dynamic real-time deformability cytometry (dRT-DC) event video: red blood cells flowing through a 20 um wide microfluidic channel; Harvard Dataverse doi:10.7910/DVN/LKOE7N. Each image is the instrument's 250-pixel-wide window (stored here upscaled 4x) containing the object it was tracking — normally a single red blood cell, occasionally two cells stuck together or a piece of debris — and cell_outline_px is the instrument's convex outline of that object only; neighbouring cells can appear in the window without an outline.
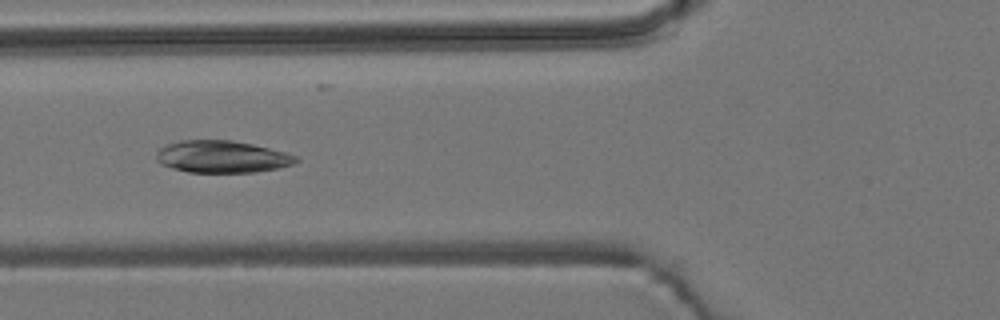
{"species": "common noctule bat (a hibernating species)", "species_latin": "Nyctalus noctula", "temperature_condition": "room temperature", "stored_images_in_passage": 44, "camera_frame_rate_fps": 3000, "um_per_image_px": 0.085, "animal": {"sex": "male", "body_mass_g": 19.2, "forearm_length_mm": 51.8}, "frame": {"image": 1, "passage_image": 18, "time_ms": 5.667, "image_size_px": [1000, 320], "cell_outline_px": [[300, 160], [292, 164], [276, 168], [256, 172], [188, 172], [172, 168], [160, 164], [156, 160], [156, 152], [160, 148], [168, 144], [180, 140], [232, 140], [252, 144], [288, 152], [296, 156]], "centroid_in_image_um": [18.86, 13.31], "position_along_channel_um": 106.9, "area_um2": 26.18}}
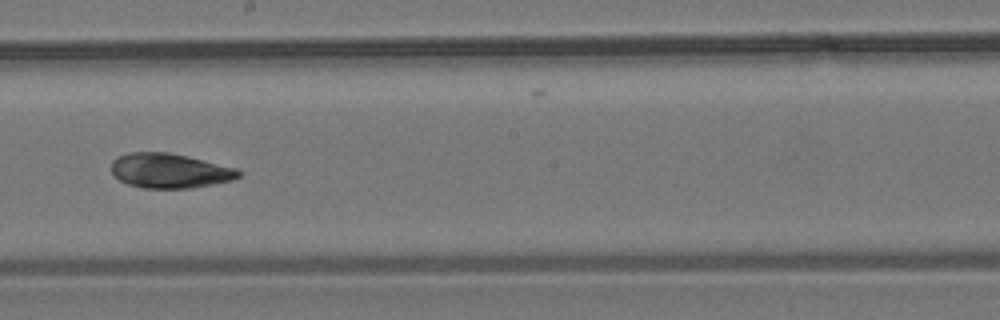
{"frame": {"image": 2, "passage_image": 28, "time_ms": 9.0, "image_size_px": [1000, 320], "cell_outline_px": [[244, 172], [240, 176], [232, 180], [192, 188], [144, 188], [128, 184], [120, 180], [112, 172], [112, 160], [128, 152], [168, 152], [188, 156], [236, 168]], "centroid_in_image_um": [14.45, 14.51], "position_along_channel_um": 233.8, "area_um2": 25.66}}
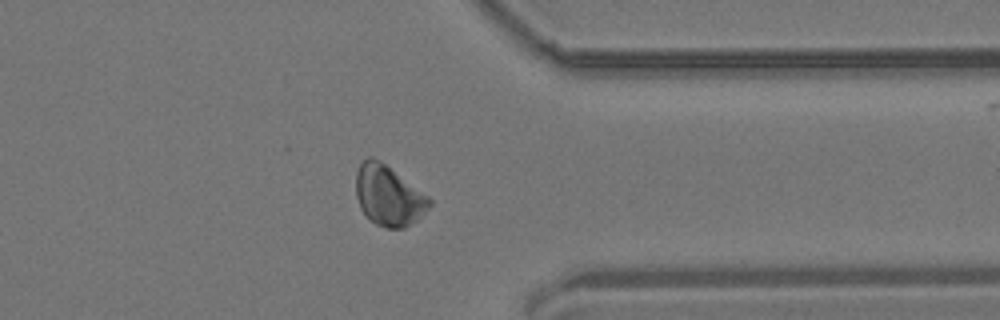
{"frame": {"image": 3, "passage_image": 40, "time_ms": 13.0, "image_size_px": [1000, 320], "cell_outline_px": [[432, 204], [416, 220], [404, 228], [388, 228], [376, 224], [360, 208], [356, 196], [356, 172], [360, 164], [368, 156], [372, 156], [380, 160], [428, 196], [432, 200]], "centroid_in_image_um": [33.01, 16.61], "position_along_channel_um": 378.4, "area_um2": 25.49}, "authors_computed_cell_mechanics": {"area_um2": 26.299, "velocity_mm_per_s": 3.8018, "shape_relaxation_time_tau1_ms": 8.9834, "shape_relaxation_time_tau2_ms": 3.3996, "deformation_change_tau1": 0.0981, "deformation_change_tau2": 0.0665}}